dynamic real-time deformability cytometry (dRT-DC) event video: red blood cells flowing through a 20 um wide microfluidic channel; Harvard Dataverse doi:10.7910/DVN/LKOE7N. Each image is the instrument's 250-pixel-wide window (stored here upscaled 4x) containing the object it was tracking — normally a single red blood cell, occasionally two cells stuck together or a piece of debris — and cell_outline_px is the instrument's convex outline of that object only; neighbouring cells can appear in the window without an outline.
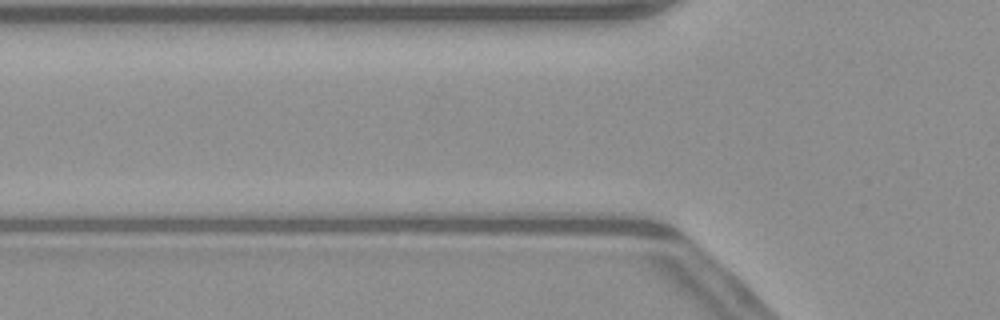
{"species": "common noctule bat (a hibernating species)", "species_latin": "Nyctalus noctula", "temperature_condition": "warm", "stored_images_in_passage": 3, "camera_frame_rate_fps": 3000, "um_per_image_px": 0.085, "animal": {"sex": "male", "body_mass_g": 23.1, "forearm_length_mm": 52.7}, "frame": {"image": 1, "passage_image": 2, "time_ms": 0.333, "image_size_px": [1000, 320], "cell_outline_px": [[660, 236], [648, 236], [484, 232], [484, 228], [492, 212], [508, 212], [652, 224]], "centroid_in_image_um": [47.92, 19.17], "position_along_channel_um": 77.9, "area_um2": 20.4}}